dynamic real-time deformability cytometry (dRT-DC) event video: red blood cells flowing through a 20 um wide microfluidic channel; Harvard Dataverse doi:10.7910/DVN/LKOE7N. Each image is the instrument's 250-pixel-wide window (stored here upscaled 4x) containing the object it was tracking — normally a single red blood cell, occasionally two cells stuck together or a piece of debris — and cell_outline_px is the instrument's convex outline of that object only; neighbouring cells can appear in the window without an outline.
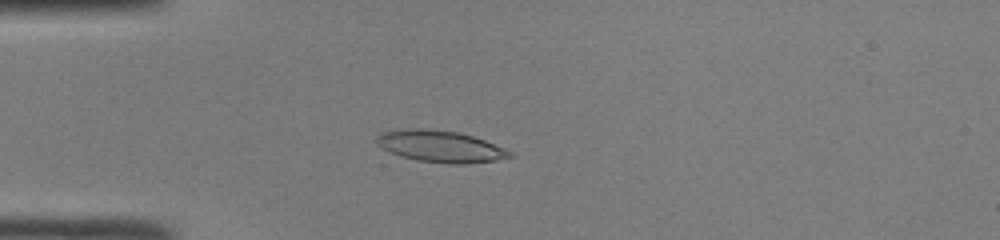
{"species": "common noctule bat (a hibernating species)", "species_latin": "Nyctalus noctula", "temperature_condition": "room temperature", "stored_images_in_passage": 49, "camera_frame_rate_fps": 3000, "um_per_image_px": 0.085, "animal": {"sex": "male", "body_mass_g": 19.0, "forearm_length_mm": 50.8}, "frame": {"image": 1, "passage_image": 14, "time_ms": 4.333, "image_size_px": [1000, 240], "cell_outline_px": [[516, 156], [496, 160], [468, 164], [448, 164], [420, 160], [400, 156], [376, 144], [376, 136], [380, 132], [408, 128], [424, 128], [456, 132], [472, 136], [484, 140], [504, 148], [512, 152]], "centroid_in_image_um": [37.44, 12.44], "position_along_channel_um": 47.6, "area_um2": 24.51}}
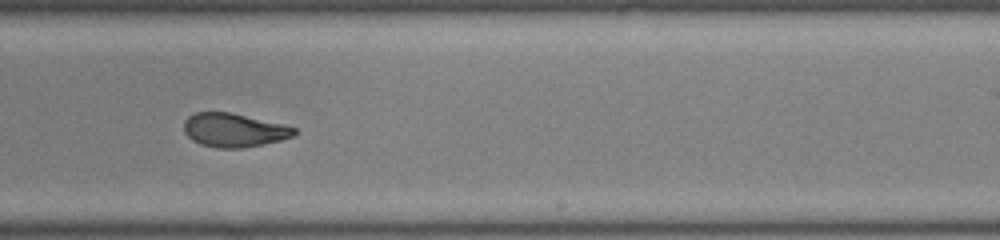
{"frame": {"image": 2, "passage_image": 31, "time_ms": 10.0, "image_size_px": [1000, 240], "cell_outline_px": [[296, 132], [292, 136], [280, 140], [264, 144], [244, 148], [216, 148], [200, 144], [192, 140], [184, 132], [184, 120], [188, 116], [196, 112], [232, 112], [284, 124], [296, 128]], "centroid_in_image_um": [19.87, 11.06], "position_along_channel_um": 269.1, "area_um2": 21.85}}
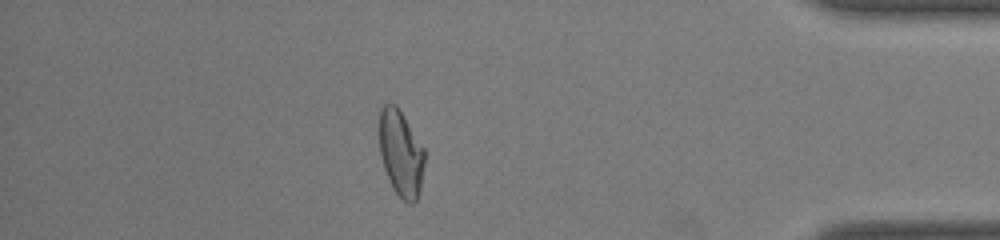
{"frame": {"image": 3, "passage_image": 43, "time_ms": 14.0, "image_size_px": [1000, 240], "cell_outline_px": [[424, 164], [420, 192], [416, 200], [412, 204], [408, 204], [392, 188], [388, 180], [380, 156], [376, 128], [376, 124], [380, 108], [384, 104], [396, 104], [424, 148]], "centroid_in_image_um": [34.01, 12.99], "position_along_channel_um": 401.2, "area_um2": 23.41}, "authors_computed_cell_mechanics": {"area_um2": 23.409, "velocity_mm_per_s": 4.2108, "shape_relaxation_time_tau1_ms": 4.7318, "shape_relaxation_time_tau2_ms": 1.498, "deformation_change_tau1": 0.1709, "deformation_change_tau2": 0.0689}}